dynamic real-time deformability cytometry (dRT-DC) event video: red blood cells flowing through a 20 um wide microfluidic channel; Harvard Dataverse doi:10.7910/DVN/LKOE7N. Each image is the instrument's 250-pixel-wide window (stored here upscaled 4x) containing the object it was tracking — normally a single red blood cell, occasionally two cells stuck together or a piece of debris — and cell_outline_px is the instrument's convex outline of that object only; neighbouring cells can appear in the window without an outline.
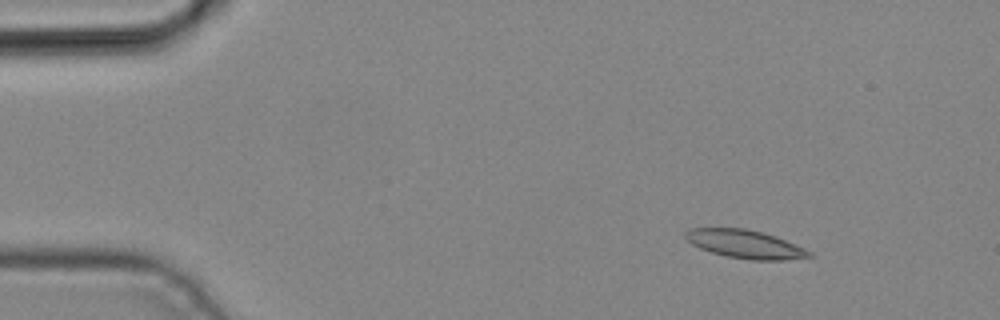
{"species": "common noctule bat (a hibernating species)", "species_latin": "Nyctalus noctula", "temperature_condition": "cold", "stored_images_in_passage": 3, "camera_frame_rate_fps": 3000, "um_per_image_px": 0.085, "animal": {"sex": "male", "body_mass_g": 19.2, "forearm_length_mm": 51.8}, "frame": {"image": 1, "passage_image": 1, "time_ms": 0.0, "image_size_px": [1000, 320], "cell_outline_px": [[812, 256], [784, 260], [752, 260], [728, 256], [712, 252], [700, 248], [692, 244], [684, 236], [684, 232], [688, 228], [744, 228], [764, 232], [776, 236], [804, 248], [812, 252]], "centroid_in_image_um": [63.32, 20.74], "position_along_channel_um": 21.7, "area_um2": 20.35}}